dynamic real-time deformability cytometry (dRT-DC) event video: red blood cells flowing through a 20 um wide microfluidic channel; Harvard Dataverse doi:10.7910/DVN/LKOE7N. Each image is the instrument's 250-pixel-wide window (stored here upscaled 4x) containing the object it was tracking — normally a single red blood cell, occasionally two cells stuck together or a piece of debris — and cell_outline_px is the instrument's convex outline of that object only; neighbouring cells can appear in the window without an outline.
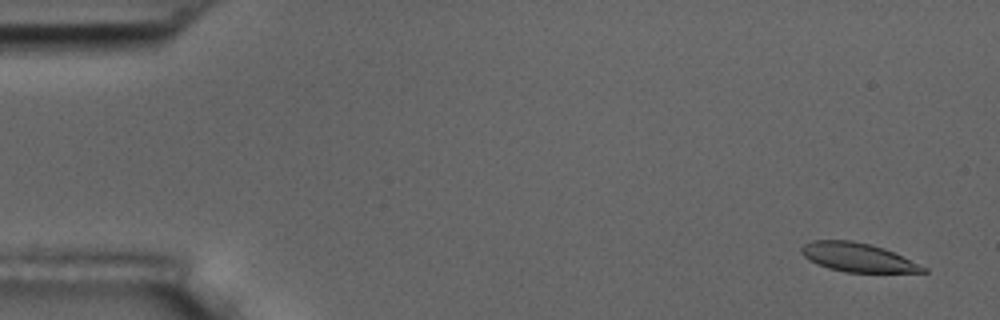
{"species": "common noctule bat (a hibernating species)", "species_latin": "Nyctalus noctula", "temperature_condition": "room temperature", "stored_images_in_passage": 4, "camera_frame_rate_fps": 3000, "um_per_image_px": 0.085, "animal": {"sex": "male", "body_mass_g": 17.5, "forearm_length_mm": 52.3}, "frame": {"image": 1, "passage_image": 1, "time_ms": 0.0, "image_size_px": [1000, 320], "cell_outline_px": [[928, 272], [844, 272], [828, 268], [816, 264], [808, 260], [800, 252], [800, 248], [804, 244], [812, 240], [852, 240], [872, 244], [884, 248], [928, 268]], "centroid_in_image_um": [72.86, 21.87], "position_along_channel_um": 12.1, "area_um2": 20.52}}